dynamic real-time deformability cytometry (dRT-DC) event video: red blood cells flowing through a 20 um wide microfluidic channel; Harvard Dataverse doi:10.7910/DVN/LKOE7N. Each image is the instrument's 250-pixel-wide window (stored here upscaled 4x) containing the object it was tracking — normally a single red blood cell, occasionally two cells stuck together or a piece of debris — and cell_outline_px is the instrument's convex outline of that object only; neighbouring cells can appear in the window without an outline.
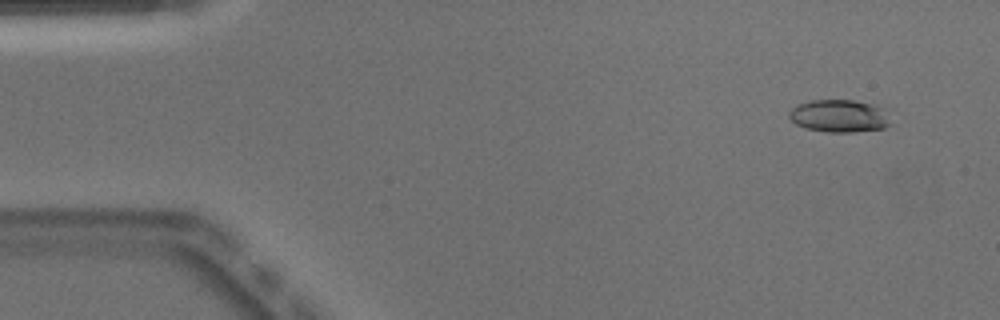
{"species": "Egyptian fruit bat (a non-hibernating species)", "species_latin": "Rousettus aegyptiacus", "temperature_condition": "warm", "stored_images_in_passage": 51, "camera_frame_rate_fps": 3000, "um_per_image_px": 0.085, "animal": {"sex": "male"}, "frame": {"image": 1, "passage_image": 4, "time_ms": 1.0, "image_size_px": [1000, 320], "cell_outline_px": [[892, 124], [884, 128], [852, 132], [828, 132], [804, 128], [796, 124], [788, 116], [788, 112], [796, 104], [812, 100], [852, 100], [872, 104], [884, 108]], "centroid_in_image_um": [71.33, 9.86], "position_along_channel_um": 13.7, "area_um2": 19.42}}
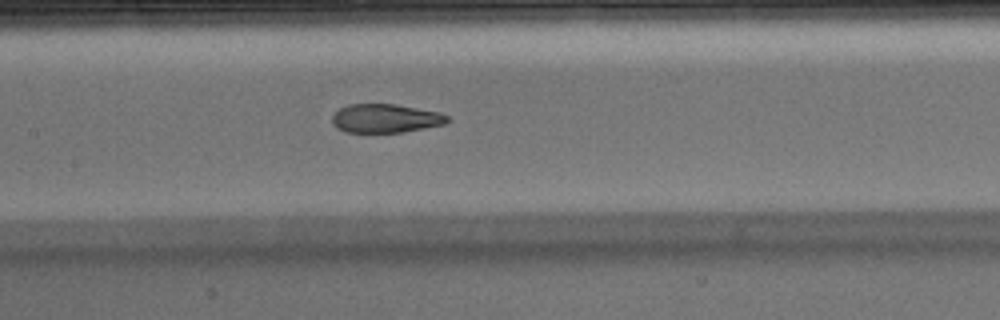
{"frame": {"image": 2, "passage_image": 24, "time_ms": 7.667, "image_size_px": [1000, 320], "cell_outline_px": [[448, 120], [444, 124], [404, 132], [344, 132], [336, 128], [332, 124], [332, 116], [340, 108], [348, 104], [396, 104], [440, 112], [448, 116]], "centroid_in_image_um": [32.74, 10.06], "position_along_channel_um": 174.7, "area_um2": 19.31}}
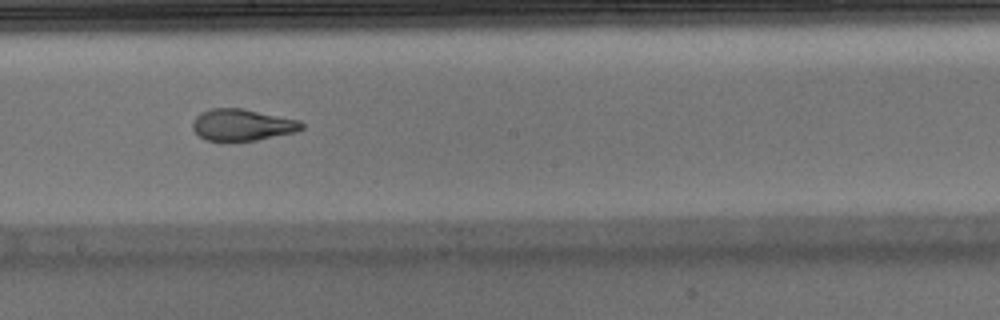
{"frame": {"image": 3, "passage_image": 28, "time_ms": 9.0, "image_size_px": [1000, 320], "cell_outline_px": [[304, 128], [296, 132], [256, 140], [220, 144], [204, 140], [192, 128], [192, 120], [200, 112], [212, 108], [244, 108], [300, 120], [304, 124]], "centroid_in_image_um": [20.55, 10.64], "position_along_channel_um": 227.6, "area_um2": 20.92}, "authors_computed_cell_mechanics": {"area_um2": 20.6346, "velocity_mm_per_s": 3.9813, "shape_relaxation_time_tau1_ms": null, "shape_relaxation_time_tau2_ms": 1.2819, "deformation_change_tau1": null, "deformation_change_tau2": 0.0834}}